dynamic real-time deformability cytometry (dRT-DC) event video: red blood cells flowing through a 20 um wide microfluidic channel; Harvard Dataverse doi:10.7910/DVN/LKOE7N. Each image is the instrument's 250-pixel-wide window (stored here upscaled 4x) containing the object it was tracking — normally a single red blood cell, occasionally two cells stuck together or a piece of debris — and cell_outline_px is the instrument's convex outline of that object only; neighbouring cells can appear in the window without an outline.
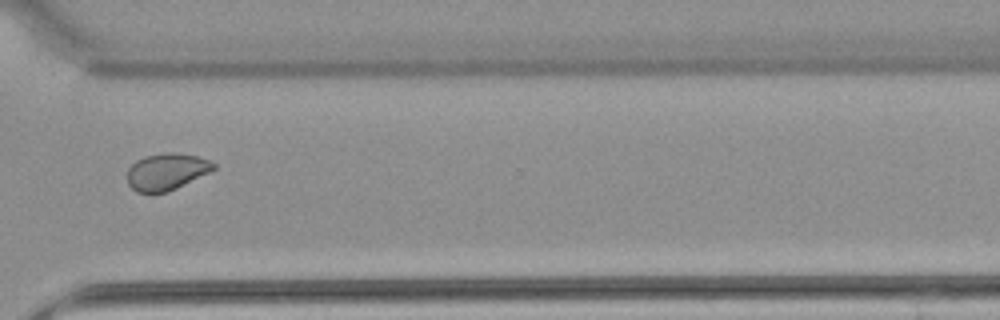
{"species": "common noctule bat (a hibernating species)", "species_latin": "Nyctalus noctula", "temperature_condition": "warm", "stored_images_in_passage": 13, "camera_frame_rate_fps": 3000, "um_per_image_px": 0.085, "animal": {"sex": "female", "body_mass_g": 22.7, "forearm_length_mm": 54.2}, "frame": {"image": 1, "passage_image": 10, "time_ms": 12.0, "image_size_px": [1000, 320], "cell_outline_px": [[216, 168], [168, 192], [136, 192], [128, 184], [128, 168], [136, 160], [144, 156], [168, 152], [176, 152], [196, 156], [208, 160], [216, 164]], "centroid_in_image_um": [14.13, 14.58], "position_along_channel_um": 356.5, "area_um2": 18.26}}